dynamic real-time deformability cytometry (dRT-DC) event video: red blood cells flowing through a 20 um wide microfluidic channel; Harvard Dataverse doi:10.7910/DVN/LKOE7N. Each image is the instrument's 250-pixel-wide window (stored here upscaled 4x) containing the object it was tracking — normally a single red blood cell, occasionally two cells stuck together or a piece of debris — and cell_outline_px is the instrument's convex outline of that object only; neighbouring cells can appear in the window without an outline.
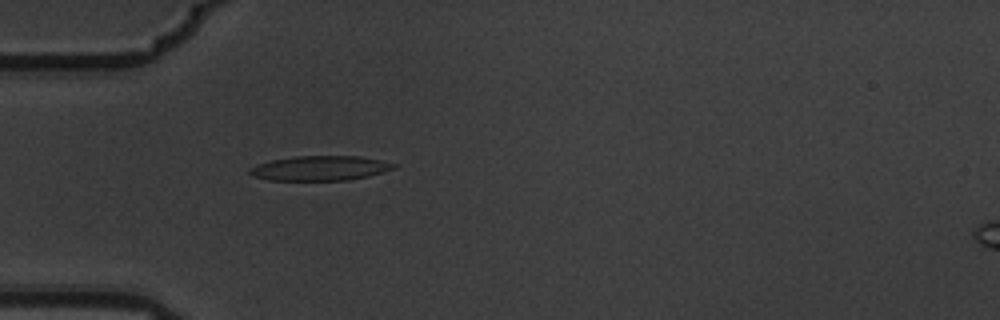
{"species": "common noctule bat (a hibernating species)", "species_latin": "Nyctalus noctula", "temperature_condition": "warm", "stored_images_in_passage": 1, "camera_frame_rate_fps": 3000, "um_per_image_px": 0.085, "animal": {"sex": "male", "body_mass_g": 19.5, "forearm_length_mm": 54.6}, "frame": {"image": 1, "passage_image": 1, "time_ms": 0.0, "image_size_px": [1000, 320], "cell_outline_px": [[396, 168], [368, 176], [348, 180], [268, 180], [252, 176], [248, 172], [248, 168], [272, 160], [292, 156], [360, 156], [380, 160], [396, 164]], "centroid_in_image_um": [27.19, 14.29], "position_along_channel_um": 57.8, "area_um2": 20.69}}